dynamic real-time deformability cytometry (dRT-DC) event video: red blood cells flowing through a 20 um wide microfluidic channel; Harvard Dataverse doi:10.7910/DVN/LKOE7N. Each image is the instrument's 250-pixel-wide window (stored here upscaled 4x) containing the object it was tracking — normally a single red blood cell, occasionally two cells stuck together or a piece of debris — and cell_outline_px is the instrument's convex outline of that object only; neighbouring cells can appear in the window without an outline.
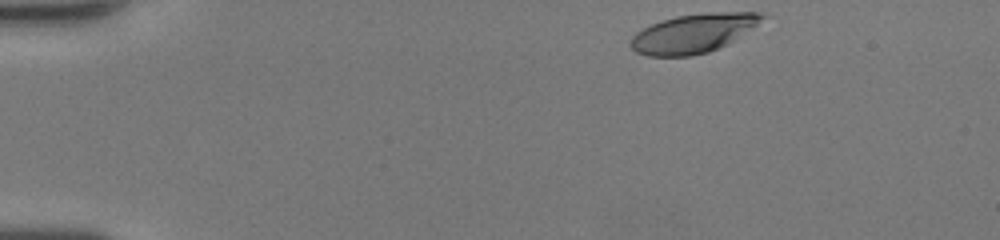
{"species": "human", "species_latin": "Homo sapiens", "temperature_condition": "room temperature", "stored_images_in_passage": 38, "camera_frame_rate_fps": 3000, "um_per_image_px": 0.085, "donor": {"sex": "female"}, "frame": {"image": 1, "passage_image": 1, "time_ms": 0.0, "image_size_px": [1000, 240], "cell_outline_px": [[768, 16], [736, 40], [728, 44], [708, 52], [692, 56], [648, 56], [636, 52], [628, 44], [632, 36], [636, 32], [652, 24], [676, 16], [704, 12], [756, 12]], "centroid_in_image_um": [58.94, 2.83], "position_along_channel_um": 26.1, "area_um2": 29.94}}
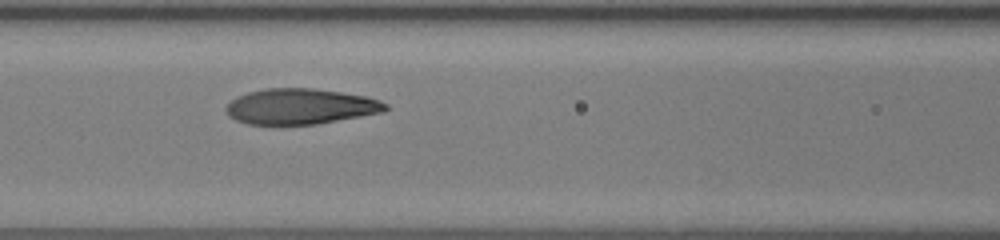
{"frame": {"image": 2, "passage_image": 16, "time_ms": 5.0, "image_size_px": [1000, 240], "cell_outline_px": [[388, 108], [384, 112], [316, 124], [280, 128], [272, 128], [248, 124], [236, 120], [228, 116], [224, 108], [236, 96], [248, 92], [264, 88], [312, 88], [368, 96], [380, 100], [388, 104]], "centroid_in_image_um": [25.48, 9.09], "position_along_channel_um": 141.1, "area_um2": 34.28}}
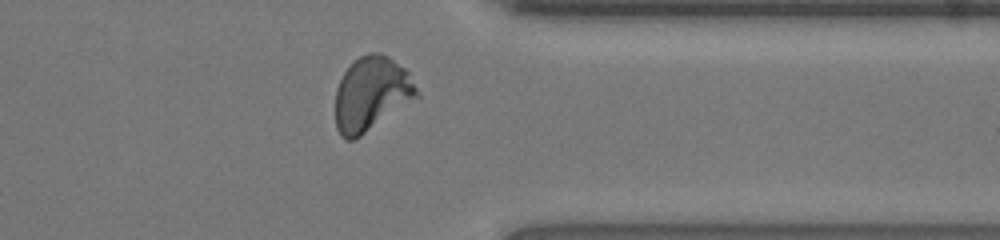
{"frame": {"image": 3, "passage_image": 33, "time_ms": 10.667, "image_size_px": [1000, 240], "cell_outline_px": [[420, 96], [360, 136], [352, 140], [344, 140], [340, 136], [336, 128], [336, 88], [344, 72], [352, 60], [368, 52], [380, 52], [388, 56], [404, 68], [408, 72]], "centroid_in_image_um": [31.55, 7.96], "position_along_channel_um": 379.9, "area_um2": 35.14}, "authors_computed_cell_mechanics": {"area_um2": 33.4084, "velocity_mm_per_s": 4.2792, "shape_relaxation_time_tau1_ms": 3.94, "shape_relaxation_time_tau2_ms": 0.841, "deformation_change_tau1": 0.2193, "deformation_change_tau2": 0.0707}}